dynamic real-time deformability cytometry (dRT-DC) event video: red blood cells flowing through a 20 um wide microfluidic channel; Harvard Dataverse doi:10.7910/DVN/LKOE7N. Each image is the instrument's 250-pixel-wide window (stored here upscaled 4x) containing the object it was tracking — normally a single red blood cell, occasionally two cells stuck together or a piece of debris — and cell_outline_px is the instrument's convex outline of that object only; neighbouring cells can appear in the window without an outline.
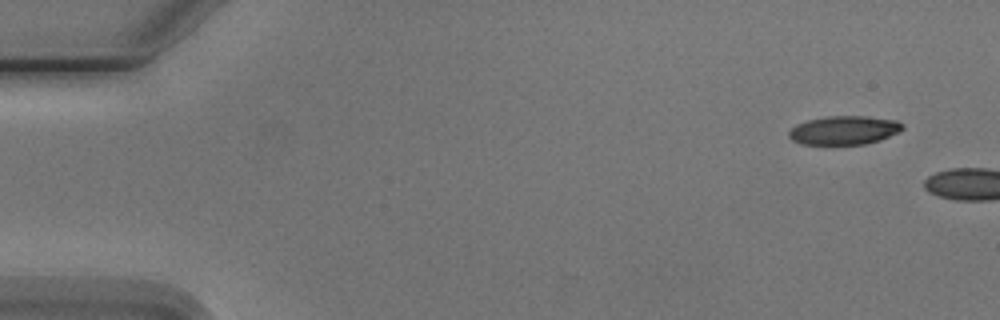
{"species": "Egyptian fruit bat (a non-hibernating species)", "species_latin": "Rousettus aegyptiacus", "temperature_condition": "cold", "stored_images_in_passage": 2, "camera_frame_rate_fps": 3000, "um_per_image_px": 0.085, "animal": {"sex": "male"}, "frame": {"image": 1, "passage_image": 1, "time_ms": 0.0, "image_size_px": [1000, 320], "cell_outline_px": [[904, 128], [900, 132], [880, 140], [864, 144], [800, 144], [792, 140], [788, 136], [788, 132], [796, 124], [808, 120], [828, 116], [868, 116], [896, 120], [904, 124]], "centroid_in_image_um": [71.77, 11.06], "position_along_channel_um": 13.2, "area_um2": 19.13}}